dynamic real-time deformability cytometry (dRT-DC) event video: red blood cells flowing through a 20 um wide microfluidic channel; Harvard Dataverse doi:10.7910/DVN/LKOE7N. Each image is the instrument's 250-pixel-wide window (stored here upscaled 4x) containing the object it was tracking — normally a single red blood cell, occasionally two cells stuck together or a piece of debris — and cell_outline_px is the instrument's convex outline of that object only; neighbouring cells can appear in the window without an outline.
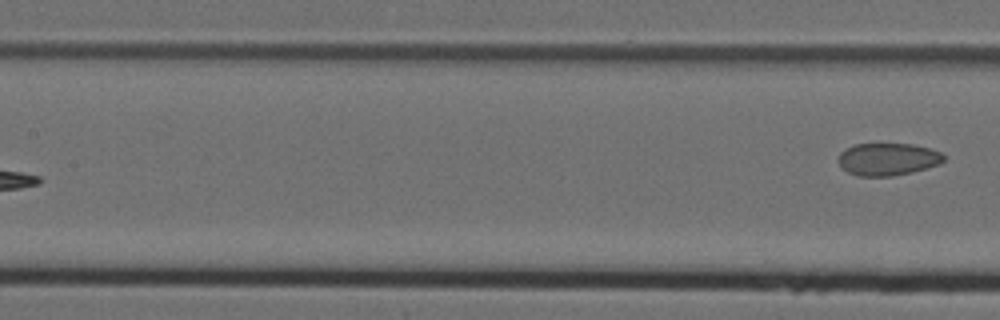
{"species": "Egyptian fruit bat (a non-hibernating species)", "species_latin": "Rousettus aegyptiacus", "temperature_condition": "cold", "stored_images_in_passage": 6, "segment_of_instrument_passage": [2, 2], "camera_frame_rate_fps": 3000, "um_per_image_px": 0.085, "animal": {"sex": "female"}, "frame": {"image": 1, "passage_image": 6, "time_ms": 1.667, "image_size_px": [1000, 320], "cell_outline_px": [[944, 160], [940, 164], [912, 172], [892, 176], [856, 176], [848, 172], [836, 160], [840, 152], [844, 148], [856, 144], [912, 144], [928, 148], [940, 152], [944, 156]], "centroid_in_image_um": [75.43, 13.53], "position_along_channel_um": 132.0, "area_um2": 19.94}}